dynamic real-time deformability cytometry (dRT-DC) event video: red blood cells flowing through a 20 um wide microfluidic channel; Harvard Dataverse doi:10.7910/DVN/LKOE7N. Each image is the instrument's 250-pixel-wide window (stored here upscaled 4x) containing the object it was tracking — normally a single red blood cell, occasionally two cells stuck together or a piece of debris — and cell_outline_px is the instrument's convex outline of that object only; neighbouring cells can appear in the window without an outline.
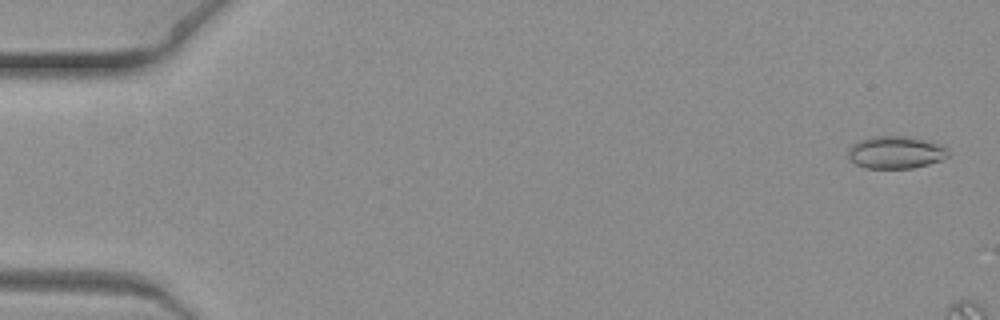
{"species": "common noctule bat (a hibernating species)", "species_latin": "Nyctalus noctula", "temperature_condition": "warm", "stored_images_in_passage": 4, "camera_frame_rate_fps": 3000, "um_per_image_px": 0.085, "animal": {"sex": "female", "body_mass_g": 19.3, "forearm_length_mm": 54.1}, "frame": {"image": 1, "passage_image": 1, "time_ms": 0.0, "image_size_px": [1000, 320], "cell_outline_px": [[948, 156], [940, 160], [928, 164], [912, 168], [864, 168], [856, 164], [848, 156], [848, 148], [852, 144], [860, 140], [872, 136], [912, 136], [932, 140], [944, 148], [948, 152]], "centroid_in_image_um": [76.12, 12.93], "position_along_channel_um": 8.9, "area_um2": 19.02}}